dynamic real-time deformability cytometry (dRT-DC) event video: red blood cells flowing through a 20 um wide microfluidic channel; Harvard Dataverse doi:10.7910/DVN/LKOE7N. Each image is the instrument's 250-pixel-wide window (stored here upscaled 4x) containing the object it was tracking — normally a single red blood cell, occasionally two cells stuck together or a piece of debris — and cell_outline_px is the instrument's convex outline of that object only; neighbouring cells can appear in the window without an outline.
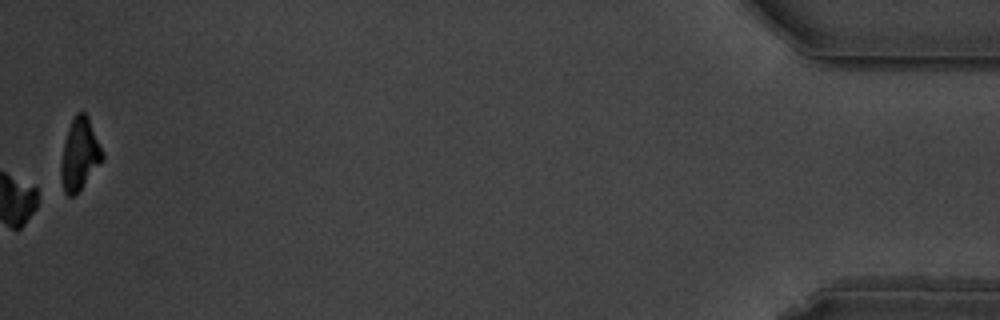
{"species": "common noctule bat (a hibernating species)", "species_latin": "Nyctalus noctula", "temperature_condition": "warm", "stored_images_in_passage": 46, "camera_frame_rate_fps": 3000, "um_per_image_px": 0.085, "animal": {"sex": "male", "body_mass_g": 19.5, "forearm_length_mm": 54.6}, "frame": {"image": 1, "passage_image": 46, "time_ms": 15.0, "image_size_px": [1000, 320], "cell_outline_px": [[104, 160], [80, 188], [72, 196], [68, 196], [64, 192], [60, 180], [60, 164], [64, 144], [68, 128], [76, 112], [84, 112], [88, 116], [104, 152]], "centroid_in_image_um": [6.77, 13.1], "position_along_channel_um": 428.4, "area_um2": 17.34}, "authors_computed_cell_mechanics": {"area_um2": 18.9295, "velocity_mm_per_s": 3.5122, "shape_relaxation_time_tau1_ms": 2.9245, "shape_relaxation_time_tau2_ms": null, "deformation_change_tau1": 0.1287, "deformation_change_tau2": null}}